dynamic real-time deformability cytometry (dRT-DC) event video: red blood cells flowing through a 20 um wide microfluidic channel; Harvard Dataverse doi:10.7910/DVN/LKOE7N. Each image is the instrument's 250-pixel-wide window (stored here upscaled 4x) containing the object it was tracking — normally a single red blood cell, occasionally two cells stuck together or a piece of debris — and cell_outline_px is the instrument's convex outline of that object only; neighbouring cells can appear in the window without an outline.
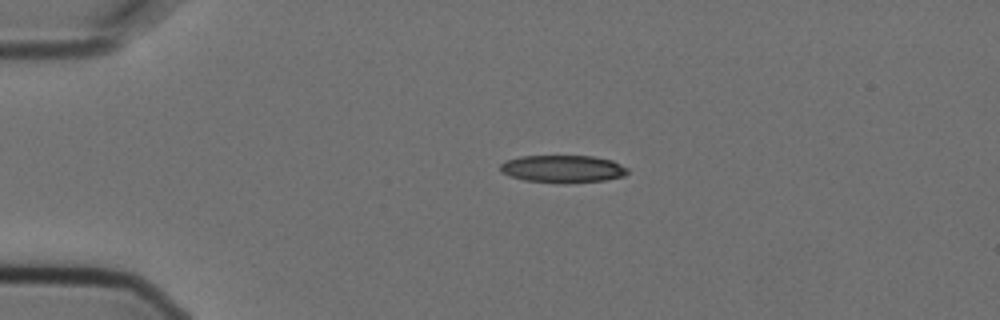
{"species": "Egyptian fruit bat (a non-hibernating species)", "species_latin": "Rousettus aegyptiacus", "temperature_condition": "cold", "stored_images_in_passage": 4, "camera_frame_rate_fps": 3000, "um_per_image_px": 0.085, "animal": {"sex": "female"}, "frame": {"image": 1, "passage_image": 4, "time_ms": 1.0, "image_size_px": [1000, 320], "cell_outline_px": [[628, 172], [624, 176], [604, 180], [524, 180], [500, 172], [500, 164], [504, 160], [520, 156], [592, 156], [612, 160], [628, 168]], "centroid_in_image_um": [47.81, 14.29], "position_along_channel_um": 37.2, "area_um2": 19.42}}